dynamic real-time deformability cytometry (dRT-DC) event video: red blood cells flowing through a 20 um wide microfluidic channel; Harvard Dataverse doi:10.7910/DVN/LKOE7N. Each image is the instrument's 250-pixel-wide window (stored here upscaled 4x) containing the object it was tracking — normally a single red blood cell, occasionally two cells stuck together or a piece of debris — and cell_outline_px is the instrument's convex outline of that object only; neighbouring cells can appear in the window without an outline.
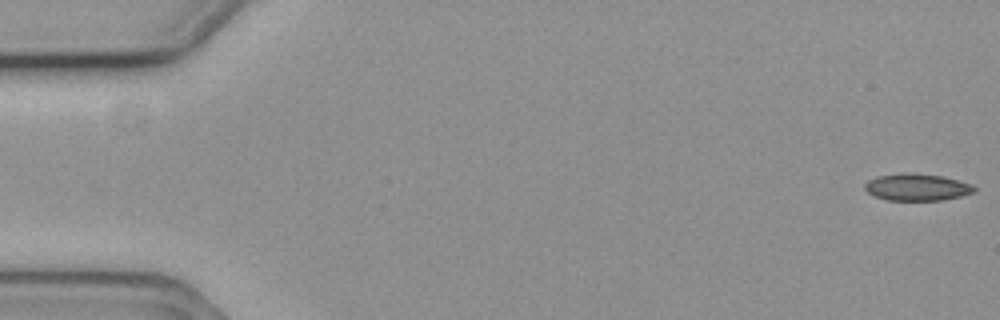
{"species": "common noctule bat (a hibernating species)", "species_latin": "Nyctalus noctula", "temperature_condition": "cold", "stored_images_in_passage": 8, "camera_frame_rate_fps": 3000, "um_per_image_px": 0.085, "animal": {"sex": "female", "body_mass_g": 19.3, "forearm_length_mm": 54.1}, "frame": {"image": 1, "passage_image": 1, "time_ms": 0.0, "image_size_px": [1000, 320], "cell_outline_px": [[976, 188], [972, 192], [960, 196], [944, 200], [884, 200], [868, 192], [864, 188], [864, 184], [868, 180], [880, 176], [904, 172], [912, 172], [940, 176], [972, 184]], "centroid_in_image_um": [77.91, 15.91], "position_along_channel_um": 7.1, "area_um2": 17.05}}
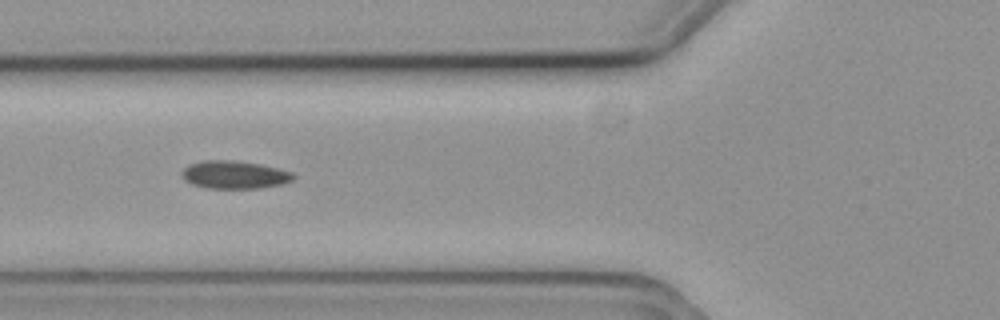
{"frame": {"image": 2, "passage_image": 6, "time_ms": 1.667, "image_size_px": [1000, 320], "cell_outline_px": [[296, 176], [292, 180], [280, 184], [260, 188], [208, 188], [192, 184], [184, 180], [180, 172], [188, 164], [204, 160], [228, 160], [260, 164], [292, 172]], "centroid_in_image_um": [19.89, 14.85], "position_along_channel_um": 105.9, "area_um2": 18.03}}
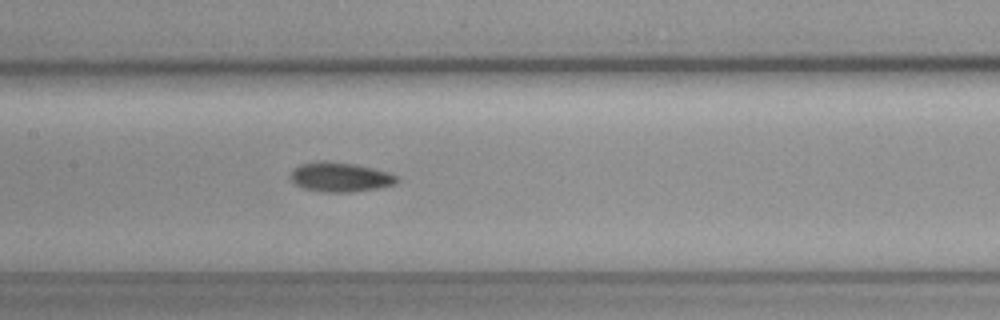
{"frame": {"image": 3, "passage_image": 8, "time_ms": 2.333, "image_size_px": [1000, 320], "cell_outline_px": [[400, 180], [392, 184], [380, 188], [352, 192], [320, 192], [304, 188], [296, 184], [288, 176], [300, 164], [320, 160], [324, 160], [352, 164], [372, 168], [388, 172], [396, 176]], "centroid_in_image_um": [28.9, 15.05], "position_along_channel_um": 178.5, "area_um2": 18.21}}